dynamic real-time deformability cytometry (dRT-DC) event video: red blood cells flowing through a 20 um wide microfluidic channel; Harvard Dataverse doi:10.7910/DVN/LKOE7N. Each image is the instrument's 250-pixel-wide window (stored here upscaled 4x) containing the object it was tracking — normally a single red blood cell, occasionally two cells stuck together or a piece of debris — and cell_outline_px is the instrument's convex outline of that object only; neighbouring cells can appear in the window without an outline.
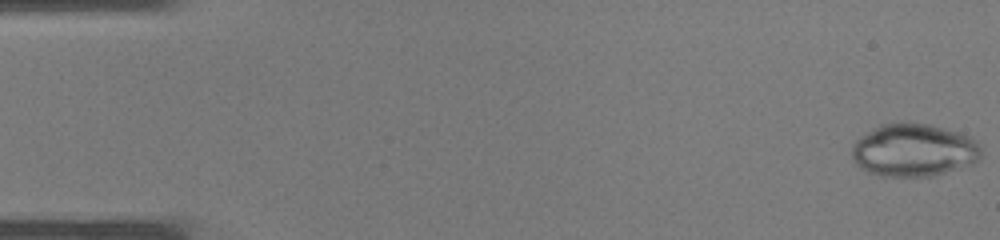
{"species": "common noctule bat (a hibernating species)", "species_latin": "Nyctalus noctula", "temperature_condition": "warm", "stored_images_in_passage": 37, "camera_frame_rate_fps": 3000, "um_per_image_px": 0.085, "animal": {"sex": "male", "body_mass_g": 19.0, "forearm_length_mm": 50.8}, "frame": {"image": 1, "passage_image": 1, "time_ms": 0.0, "image_size_px": [1000, 240], "cell_outline_px": [[980, 156], [972, 164], [932, 176], [884, 176], [868, 172], [860, 168], [852, 160], [852, 144], [856, 140], [880, 124], [908, 120], [928, 124], [960, 132], [968, 136], [980, 148]], "centroid_in_image_um": [77.62, 12.74], "position_along_channel_um": 7.4, "area_um2": 39.88}}
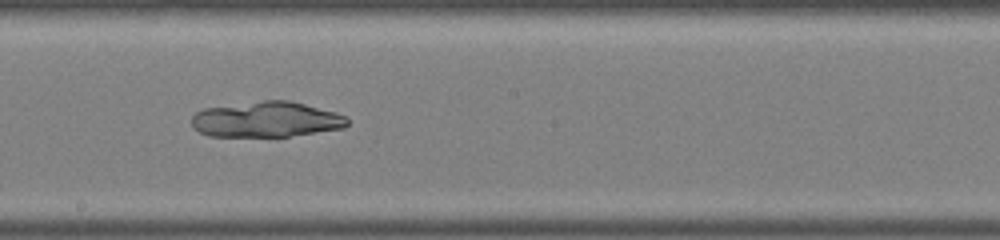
{"frame": {"image": 2, "passage_image": 21, "time_ms": 6.667, "image_size_px": [1000, 240], "cell_outline_px": [[348, 124], [344, 128], [288, 136], [208, 136], [192, 128], [192, 116], [196, 112], [204, 108], [264, 100], [288, 100], [336, 112], [344, 116], [348, 120]], "centroid_in_image_um": [22.61, 10.15], "position_along_channel_um": 225.6, "area_um2": 32.08}}
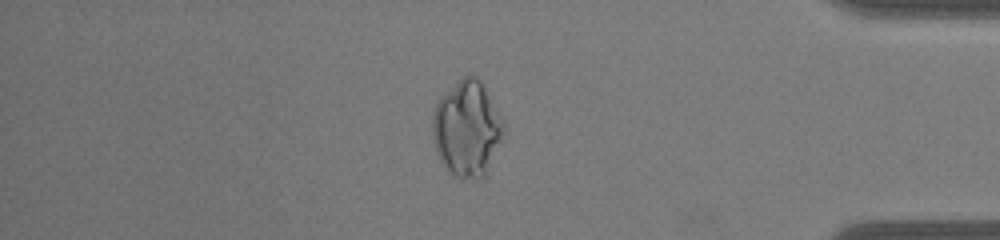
{"frame": {"image": 3, "passage_image": 32, "time_ms": 10.333, "image_size_px": [1000, 240], "cell_outline_px": [[504, 128], [500, 140], [484, 176], [476, 180], [452, 176], [448, 172], [440, 160], [432, 136], [432, 116], [436, 104], [440, 96], [468, 72], [476, 76], [480, 80], [504, 124]], "centroid_in_image_um": [39.64, 10.93], "position_along_channel_um": 395.6, "area_um2": 39.19}}